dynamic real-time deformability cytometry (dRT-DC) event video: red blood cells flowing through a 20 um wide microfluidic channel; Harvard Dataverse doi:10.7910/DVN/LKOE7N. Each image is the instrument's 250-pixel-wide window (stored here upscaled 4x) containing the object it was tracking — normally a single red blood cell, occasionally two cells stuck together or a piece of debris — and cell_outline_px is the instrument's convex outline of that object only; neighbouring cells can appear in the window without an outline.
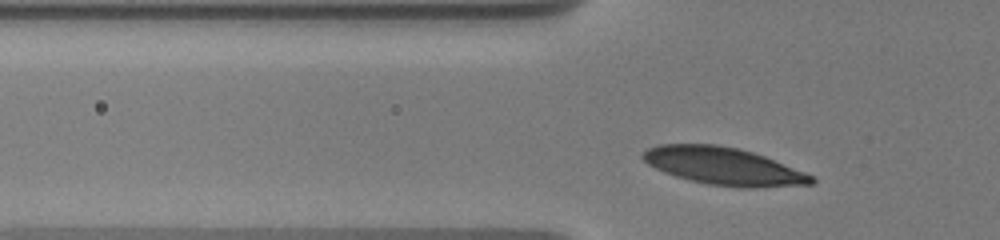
{"species": "human", "species_latin": "Homo sapiens", "temperature_condition": "warm", "stored_images_in_passage": 47, "camera_frame_rate_fps": 3000, "um_per_image_px": 0.085, "donor": {"sex": "male"}, "frame": {"image": 1, "passage_image": 5, "time_ms": 1.333, "image_size_px": [1000, 240], "cell_outline_px": [[816, 180], [812, 184], [756, 188], [740, 188], [708, 184], [676, 176], [664, 172], [648, 164], [640, 156], [648, 148], [660, 144], [716, 144], [736, 148], [752, 152], [764, 156], [804, 172], [812, 176]], "centroid_in_image_um": [61.49, 14.13], "position_along_channel_um": 64.3, "area_um2": 36.53}}
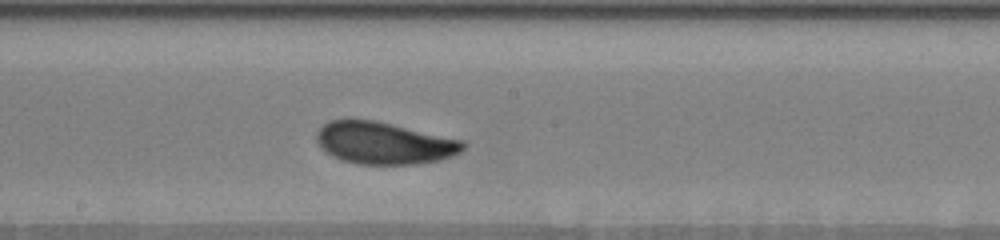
{"frame": {"image": 2, "passage_image": 26, "time_ms": 5.667, "image_size_px": [1000, 240], "cell_outline_px": [[468, 144], [460, 152], [452, 156], [440, 160], [416, 164], [356, 164], [332, 156], [316, 140], [316, 132], [324, 124], [332, 120], [348, 116], [352, 116], [376, 120], [464, 140]], "centroid_in_image_um": [32.65, 12.12], "position_along_channel_um": 215.5, "area_um2": 36.53}}
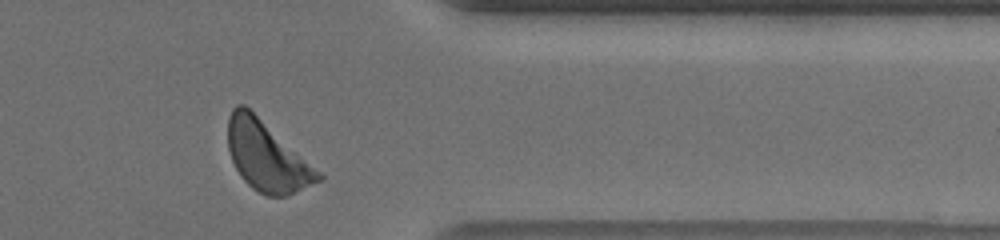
{"frame": {"image": 3, "passage_image": 46, "time_ms": 10.667, "image_size_px": [1000, 240], "cell_outline_px": [[324, 180], [288, 196], [268, 196], [252, 188], [240, 176], [232, 160], [228, 148], [228, 116], [232, 108], [236, 104], [244, 104], [320, 172], [324, 176]], "centroid_in_image_um": [22.67, 13.31], "position_along_channel_um": 388.7, "area_um2": 36.24}, "authors_computed_cell_mechanics": {"area_um2": 35.6626, "velocity_mm_per_s": 3.6139, "shape_relaxation_time_tau1_ms": 3.0781, "shape_relaxation_time_tau2_ms": null, "deformation_change_tau1": 0.133, "deformation_change_tau2": null}}